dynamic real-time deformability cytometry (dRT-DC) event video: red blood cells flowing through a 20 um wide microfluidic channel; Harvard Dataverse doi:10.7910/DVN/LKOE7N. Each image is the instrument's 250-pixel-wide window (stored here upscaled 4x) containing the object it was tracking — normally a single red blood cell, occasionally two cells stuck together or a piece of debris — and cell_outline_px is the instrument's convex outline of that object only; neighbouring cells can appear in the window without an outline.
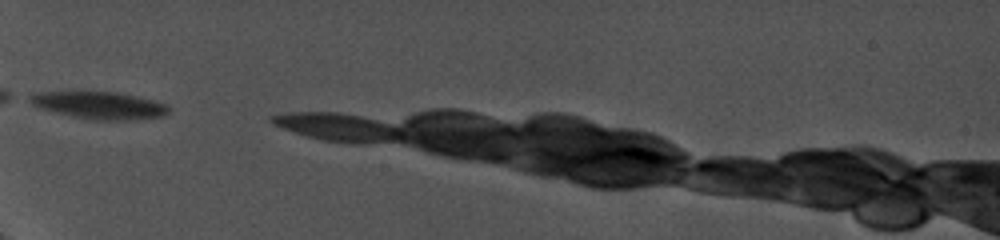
{"species": "common noctule bat (a hibernating species)", "species_latin": "Nyctalus noctula", "temperature_condition": "cold", "stored_images_in_passage": 12, "camera_frame_rate_fps": 5000, "um_per_image_px": 0.085, "animal": {"sex": "female", "body_mass_g": 19.0, "forearm_length_mm": 56.7}, "frame": {"image": 1, "passage_image": 1, "time_ms": 0.0, "image_size_px": [1000, 240], "cell_outline_px": [[168, 112], [164, 116], [132, 120], [92, 120], [72, 116], [40, 108], [24, 100], [28, 96], [36, 92], [120, 92], [168, 104]], "centroid_in_image_um": [8.42, 8.95], "position_along_channel_um": 76.6, "area_um2": 22.14}}